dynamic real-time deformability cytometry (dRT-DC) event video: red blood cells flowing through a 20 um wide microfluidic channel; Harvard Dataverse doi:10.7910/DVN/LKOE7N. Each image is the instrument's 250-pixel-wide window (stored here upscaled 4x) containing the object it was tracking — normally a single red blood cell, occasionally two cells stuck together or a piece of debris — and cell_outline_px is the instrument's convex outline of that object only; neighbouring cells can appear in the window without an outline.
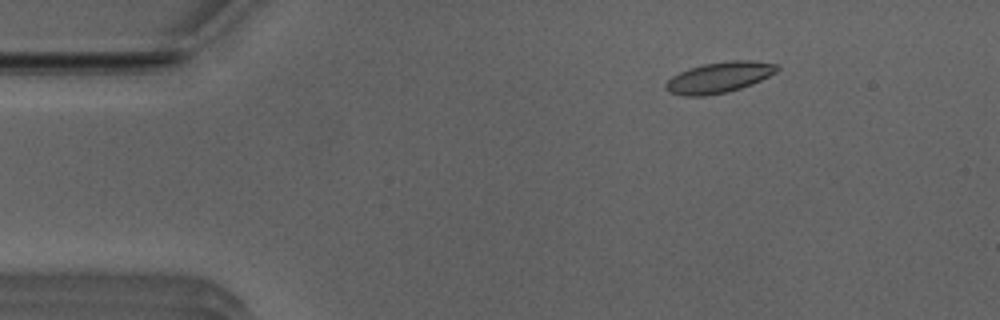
{"species": "Egyptian fruit bat (a non-hibernating species)", "species_latin": "Rousettus aegyptiacus", "temperature_condition": "room temperature", "stored_images_in_passage": 48, "camera_frame_rate_fps": 3000, "um_per_image_px": 0.085, "animal": {"sex": "male"}, "frame": {"image": 1, "passage_image": 4, "time_ms": 1.0, "image_size_px": [1000, 320], "cell_outline_px": [[780, 68], [776, 72], [752, 84], [740, 88], [724, 92], [704, 96], [684, 96], [668, 92], [664, 88], [664, 84], [672, 76], [688, 68], [704, 64], [732, 60], [752, 60], [776, 64]], "centroid_in_image_um": [61.09, 6.58], "position_along_channel_um": 23.9, "area_um2": 19.88}}
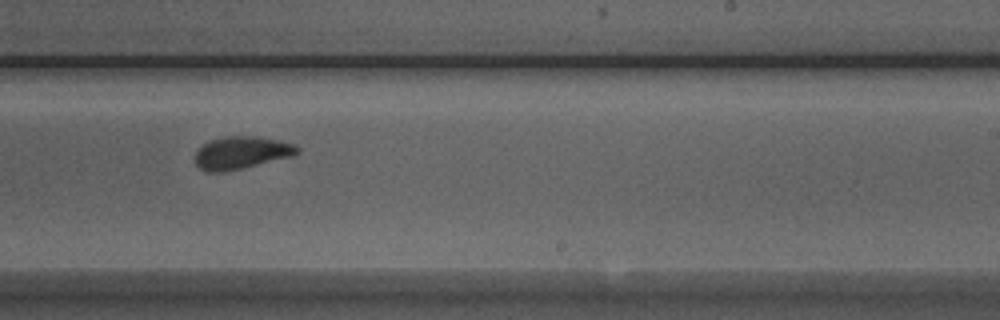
{"frame": {"image": 2, "passage_image": 28, "time_ms": 9.0, "image_size_px": [1000, 320], "cell_outline_px": [[300, 152], [292, 156], [224, 172], [208, 172], [200, 168], [196, 164], [196, 152], [204, 144], [212, 140], [224, 136], [256, 136], [276, 140], [292, 144], [300, 148]], "centroid_in_image_um": [20.51, 12.98], "position_along_channel_um": 268.5, "area_um2": 19.02}}
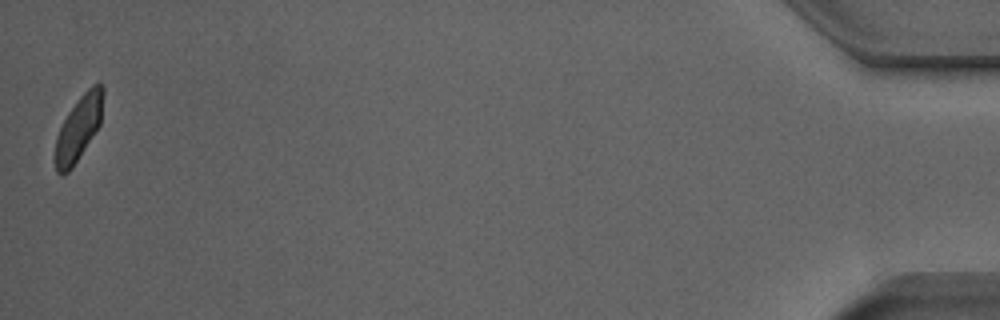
{"frame": {"image": 3, "passage_image": 48, "time_ms": 15.667, "image_size_px": [1000, 320], "cell_outline_px": [[104, 92], [100, 124], [72, 168], [68, 172], [60, 176], [56, 172], [56, 136], [68, 112], [80, 96], [92, 84], [100, 84], [104, 88]], "centroid_in_image_um": [6.69, 10.88], "position_along_channel_um": 428.5, "area_um2": 17.74}, "authors_computed_cell_mechanics": {"area_um2": 19.363, "velocity_mm_per_s": 3.9216, "shape_relaxation_time_tau1_ms": 3.2368, "shape_relaxation_time_tau2_ms": 0.9458, "deformation_change_tau1": 0.123, "deformation_change_tau2": 0.0377}}